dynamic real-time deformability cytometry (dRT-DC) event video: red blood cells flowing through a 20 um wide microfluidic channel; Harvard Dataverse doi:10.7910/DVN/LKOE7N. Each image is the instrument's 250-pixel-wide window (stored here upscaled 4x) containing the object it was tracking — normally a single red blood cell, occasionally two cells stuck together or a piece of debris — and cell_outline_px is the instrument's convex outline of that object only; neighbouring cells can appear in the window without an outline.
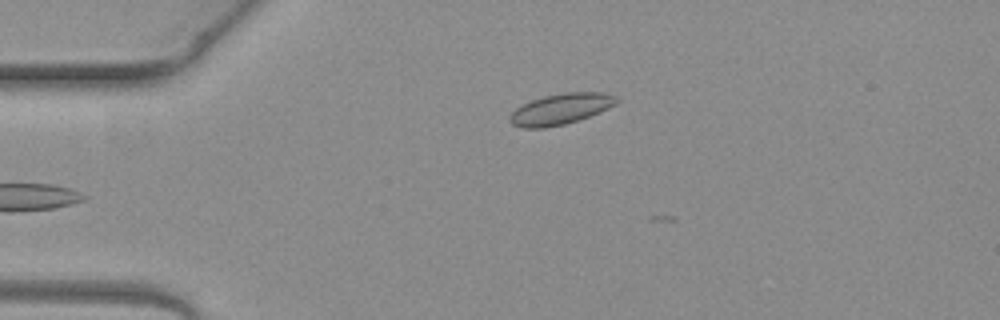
{"species": "common noctule bat (a hibernating species)", "species_latin": "Nyctalus noctula", "temperature_condition": "warm", "stored_images_in_passage": 4, "camera_frame_rate_fps": 3000, "um_per_image_px": 0.085, "animal": {"sex": "female", "body_mass_g": 19.3, "forearm_length_mm": 54.1}, "frame": {"image": 1, "passage_image": 4, "time_ms": 1.0, "image_size_px": [1000, 320], "cell_outline_px": [[620, 100], [616, 104], [600, 112], [564, 124], [544, 128], [524, 128], [512, 124], [508, 120], [508, 116], [516, 108], [532, 100], [544, 96], [564, 92], [604, 92], [616, 96]], "centroid_in_image_um": [47.66, 9.26], "position_along_channel_um": 37.3, "area_um2": 19.13}}